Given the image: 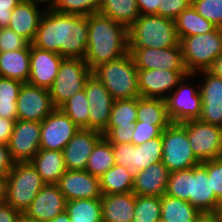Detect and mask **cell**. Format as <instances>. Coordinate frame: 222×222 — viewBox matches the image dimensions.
<instances>
[{"mask_svg": "<svg viewBox=\"0 0 222 222\" xmlns=\"http://www.w3.org/2000/svg\"><path fill=\"white\" fill-rule=\"evenodd\" d=\"M162 135L141 145L112 144L115 164L128 168L134 174L153 163L162 161Z\"/></svg>", "mask_w": 222, "mask_h": 222, "instance_id": "obj_9", "label": "cell"}, {"mask_svg": "<svg viewBox=\"0 0 222 222\" xmlns=\"http://www.w3.org/2000/svg\"><path fill=\"white\" fill-rule=\"evenodd\" d=\"M60 54L34 47L30 44L29 84L49 89L63 60Z\"/></svg>", "mask_w": 222, "mask_h": 222, "instance_id": "obj_23", "label": "cell"}, {"mask_svg": "<svg viewBox=\"0 0 222 222\" xmlns=\"http://www.w3.org/2000/svg\"><path fill=\"white\" fill-rule=\"evenodd\" d=\"M162 163L169 172L190 169L201 162L190 147L186 121L171 123L162 131Z\"/></svg>", "mask_w": 222, "mask_h": 222, "instance_id": "obj_7", "label": "cell"}, {"mask_svg": "<svg viewBox=\"0 0 222 222\" xmlns=\"http://www.w3.org/2000/svg\"><path fill=\"white\" fill-rule=\"evenodd\" d=\"M15 163L8 145L0 144V175H8Z\"/></svg>", "mask_w": 222, "mask_h": 222, "instance_id": "obj_49", "label": "cell"}, {"mask_svg": "<svg viewBox=\"0 0 222 222\" xmlns=\"http://www.w3.org/2000/svg\"><path fill=\"white\" fill-rule=\"evenodd\" d=\"M140 15H158V0H136Z\"/></svg>", "mask_w": 222, "mask_h": 222, "instance_id": "obj_52", "label": "cell"}, {"mask_svg": "<svg viewBox=\"0 0 222 222\" xmlns=\"http://www.w3.org/2000/svg\"><path fill=\"white\" fill-rule=\"evenodd\" d=\"M191 5L206 20L222 28V0H191Z\"/></svg>", "mask_w": 222, "mask_h": 222, "instance_id": "obj_42", "label": "cell"}, {"mask_svg": "<svg viewBox=\"0 0 222 222\" xmlns=\"http://www.w3.org/2000/svg\"><path fill=\"white\" fill-rule=\"evenodd\" d=\"M115 165L112 144L102 137L94 146L85 171L100 178Z\"/></svg>", "mask_w": 222, "mask_h": 222, "instance_id": "obj_35", "label": "cell"}, {"mask_svg": "<svg viewBox=\"0 0 222 222\" xmlns=\"http://www.w3.org/2000/svg\"><path fill=\"white\" fill-rule=\"evenodd\" d=\"M129 49L179 46L175 21L155 14L140 15L128 28Z\"/></svg>", "mask_w": 222, "mask_h": 222, "instance_id": "obj_3", "label": "cell"}, {"mask_svg": "<svg viewBox=\"0 0 222 222\" xmlns=\"http://www.w3.org/2000/svg\"><path fill=\"white\" fill-rule=\"evenodd\" d=\"M137 69L186 70L181 46L169 48L129 49Z\"/></svg>", "mask_w": 222, "mask_h": 222, "instance_id": "obj_18", "label": "cell"}, {"mask_svg": "<svg viewBox=\"0 0 222 222\" xmlns=\"http://www.w3.org/2000/svg\"><path fill=\"white\" fill-rule=\"evenodd\" d=\"M174 21L179 39L209 33L216 28L214 24L202 17L192 5L179 14Z\"/></svg>", "mask_w": 222, "mask_h": 222, "instance_id": "obj_32", "label": "cell"}, {"mask_svg": "<svg viewBox=\"0 0 222 222\" xmlns=\"http://www.w3.org/2000/svg\"><path fill=\"white\" fill-rule=\"evenodd\" d=\"M45 184L30 162H16L7 175L4 202L24 214Z\"/></svg>", "mask_w": 222, "mask_h": 222, "instance_id": "obj_6", "label": "cell"}, {"mask_svg": "<svg viewBox=\"0 0 222 222\" xmlns=\"http://www.w3.org/2000/svg\"><path fill=\"white\" fill-rule=\"evenodd\" d=\"M133 128L107 127L102 133L111 144H132Z\"/></svg>", "mask_w": 222, "mask_h": 222, "instance_id": "obj_47", "label": "cell"}, {"mask_svg": "<svg viewBox=\"0 0 222 222\" xmlns=\"http://www.w3.org/2000/svg\"><path fill=\"white\" fill-rule=\"evenodd\" d=\"M137 121L170 125L165 99L137 97Z\"/></svg>", "mask_w": 222, "mask_h": 222, "instance_id": "obj_33", "label": "cell"}, {"mask_svg": "<svg viewBox=\"0 0 222 222\" xmlns=\"http://www.w3.org/2000/svg\"><path fill=\"white\" fill-rule=\"evenodd\" d=\"M65 211L71 222H103L100 198L67 201Z\"/></svg>", "mask_w": 222, "mask_h": 222, "instance_id": "obj_34", "label": "cell"}, {"mask_svg": "<svg viewBox=\"0 0 222 222\" xmlns=\"http://www.w3.org/2000/svg\"><path fill=\"white\" fill-rule=\"evenodd\" d=\"M79 129L60 108H55L41 122L40 149L63 151Z\"/></svg>", "mask_w": 222, "mask_h": 222, "instance_id": "obj_12", "label": "cell"}, {"mask_svg": "<svg viewBox=\"0 0 222 222\" xmlns=\"http://www.w3.org/2000/svg\"><path fill=\"white\" fill-rule=\"evenodd\" d=\"M91 69L82 58H63L52 86L49 88L54 108H60L75 93L84 89Z\"/></svg>", "mask_w": 222, "mask_h": 222, "instance_id": "obj_8", "label": "cell"}, {"mask_svg": "<svg viewBox=\"0 0 222 222\" xmlns=\"http://www.w3.org/2000/svg\"><path fill=\"white\" fill-rule=\"evenodd\" d=\"M26 1L32 2V3L37 4V5H39L42 2L43 3H45V2L49 3L48 5H50V6L48 7V9H52L55 2H56V0H26Z\"/></svg>", "mask_w": 222, "mask_h": 222, "instance_id": "obj_58", "label": "cell"}, {"mask_svg": "<svg viewBox=\"0 0 222 222\" xmlns=\"http://www.w3.org/2000/svg\"><path fill=\"white\" fill-rule=\"evenodd\" d=\"M137 121V97L114 100L107 127L134 128Z\"/></svg>", "mask_w": 222, "mask_h": 222, "instance_id": "obj_37", "label": "cell"}, {"mask_svg": "<svg viewBox=\"0 0 222 222\" xmlns=\"http://www.w3.org/2000/svg\"><path fill=\"white\" fill-rule=\"evenodd\" d=\"M201 215L187 201L165 194L161 197V220L164 222H196Z\"/></svg>", "mask_w": 222, "mask_h": 222, "instance_id": "obj_29", "label": "cell"}, {"mask_svg": "<svg viewBox=\"0 0 222 222\" xmlns=\"http://www.w3.org/2000/svg\"><path fill=\"white\" fill-rule=\"evenodd\" d=\"M23 0H0V29L7 28L13 9Z\"/></svg>", "mask_w": 222, "mask_h": 222, "instance_id": "obj_48", "label": "cell"}, {"mask_svg": "<svg viewBox=\"0 0 222 222\" xmlns=\"http://www.w3.org/2000/svg\"><path fill=\"white\" fill-rule=\"evenodd\" d=\"M20 215L11 205L0 203V222H17Z\"/></svg>", "mask_w": 222, "mask_h": 222, "instance_id": "obj_51", "label": "cell"}, {"mask_svg": "<svg viewBox=\"0 0 222 222\" xmlns=\"http://www.w3.org/2000/svg\"><path fill=\"white\" fill-rule=\"evenodd\" d=\"M49 89L23 83L17 98V119L42 122L53 110Z\"/></svg>", "mask_w": 222, "mask_h": 222, "instance_id": "obj_13", "label": "cell"}, {"mask_svg": "<svg viewBox=\"0 0 222 222\" xmlns=\"http://www.w3.org/2000/svg\"><path fill=\"white\" fill-rule=\"evenodd\" d=\"M189 169L171 172L165 195L178 198L189 203Z\"/></svg>", "mask_w": 222, "mask_h": 222, "instance_id": "obj_41", "label": "cell"}, {"mask_svg": "<svg viewBox=\"0 0 222 222\" xmlns=\"http://www.w3.org/2000/svg\"><path fill=\"white\" fill-rule=\"evenodd\" d=\"M210 71L222 79V53L216 58Z\"/></svg>", "mask_w": 222, "mask_h": 222, "instance_id": "obj_53", "label": "cell"}, {"mask_svg": "<svg viewBox=\"0 0 222 222\" xmlns=\"http://www.w3.org/2000/svg\"><path fill=\"white\" fill-rule=\"evenodd\" d=\"M161 219V197H135V208L132 222H158Z\"/></svg>", "mask_w": 222, "mask_h": 222, "instance_id": "obj_39", "label": "cell"}, {"mask_svg": "<svg viewBox=\"0 0 222 222\" xmlns=\"http://www.w3.org/2000/svg\"><path fill=\"white\" fill-rule=\"evenodd\" d=\"M91 74L102 82L114 100L140 97L138 69L129 52L119 59L95 67Z\"/></svg>", "mask_w": 222, "mask_h": 222, "instance_id": "obj_4", "label": "cell"}, {"mask_svg": "<svg viewBox=\"0 0 222 222\" xmlns=\"http://www.w3.org/2000/svg\"><path fill=\"white\" fill-rule=\"evenodd\" d=\"M41 122L16 120L8 148L15 162H30L40 150Z\"/></svg>", "mask_w": 222, "mask_h": 222, "instance_id": "obj_15", "label": "cell"}, {"mask_svg": "<svg viewBox=\"0 0 222 222\" xmlns=\"http://www.w3.org/2000/svg\"><path fill=\"white\" fill-rule=\"evenodd\" d=\"M192 76H196V74H187L179 82L176 90L165 98L167 114L172 123L199 119L201 115L202 101L199 87L195 89L184 83L188 77Z\"/></svg>", "mask_w": 222, "mask_h": 222, "instance_id": "obj_11", "label": "cell"}, {"mask_svg": "<svg viewBox=\"0 0 222 222\" xmlns=\"http://www.w3.org/2000/svg\"><path fill=\"white\" fill-rule=\"evenodd\" d=\"M197 73L205 75L199 87L202 101L199 120L222 127V79L210 70Z\"/></svg>", "mask_w": 222, "mask_h": 222, "instance_id": "obj_22", "label": "cell"}, {"mask_svg": "<svg viewBox=\"0 0 222 222\" xmlns=\"http://www.w3.org/2000/svg\"><path fill=\"white\" fill-rule=\"evenodd\" d=\"M196 222H219L213 213L202 214Z\"/></svg>", "mask_w": 222, "mask_h": 222, "instance_id": "obj_55", "label": "cell"}, {"mask_svg": "<svg viewBox=\"0 0 222 222\" xmlns=\"http://www.w3.org/2000/svg\"><path fill=\"white\" fill-rule=\"evenodd\" d=\"M29 44L25 38L18 36L8 27L0 29V52L24 49Z\"/></svg>", "mask_w": 222, "mask_h": 222, "instance_id": "obj_44", "label": "cell"}, {"mask_svg": "<svg viewBox=\"0 0 222 222\" xmlns=\"http://www.w3.org/2000/svg\"><path fill=\"white\" fill-rule=\"evenodd\" d=\"M88 38L84 61L91 71L129 52L128 28L100 13L87 16Z\"/></svg>", "mask_w": 222, "mask_h": 222, "instance_id": "obj_2", "label": "cell"}, {"mask_svg": "<svg viewBox=\"0 0 222 222\" xmlns=\"http://www.w3.org/2000/svg\"><path fill=\"white\" fill-rule=\"evenodd\" d=\"M66 202L57 184H45L24 215L36 222H50L65 211Z\"/></svg>", "mask_w": 222, "mask_h": 222, "instance_id": "obj_19", "label": "cell"}, {"mask_svg": "<svg viewBox=\"0 0 222 222\" xmlns=\"http://www.w3.org/2000/svg\"><path fill=\"white\" fill-rule=\"evenodd\" d=\"M187 74V70L138 69L140 97L165 99V93L172 92Z\"/></svg>", "mask_w": 222, "mask_h": 222, "instance_id": "obj_16", "label": "cell"}, {"mask_svg": "<svg viewBox=\"0 0 222 222\" xmlns=\"http://www.w3.org/2000/svg\"><path fill=\"white\" fill-rule=\"evenodd\" d=\"M207 173L209 178H211V185L215 196L222 200V158L208 160Z\"/></svg>", "mask_w": 222, "mask_h": 222, "instance_id": "obj_46", "label": "cell"}, {"mask_svg": "<svg viewBox=\"0 0 222 222\" xmlns=\"http://www.w3.org/2000/svg\"><path fill=\"white\" fill-rule=\"evenodd\" d=\"M84 90L89 103L88 129L103 133L108 126L114 99L92 74L86 79Z\"/></svg>", "mask_w": 222, "mask_h": 222, "instance_id": "obj_14", "label": "cell"}, {"mask_svg": "<svg viewBox=\"0 0 222 222\" xmlns=\"http://www.w3.org/2000/svg\"><path fill=\"white\" fill-rule=\"evenodd\" d=\"M32 46L60 54L64 58L86 56L87 16L44 9Z\"/></svg>", "mask_w": 222, "mask_h": 222, "instance_id": "obj_1", "label": "cell"}, {"mask_svg": "<svg viewBox=\"0 0 222 222\" xmlns=\"http://www.w3.org/2000/svg\"><path fill=\"white\" fill-rule=\"evenodd\" d=\"M57 185L66 201L102 197L100 178L85 170H67Z\"/></svg>", "mask_w": 222, "mask_h": 222, "instance_id": "obj_20", "label": "cell"}, {"mask_svg": "<svg viewBox=\"0 0 222 222\" xmlns=\"http://www.w3.org/2000/svg\"><path fill=\"white\" fill-rule=\"evenodd\" d=\"M169 125H152V123H144L136 121L132 136V145H141L155 137H159L162 131Z\"/></svg>", "mask_w": 222, "mask_h": 222, "instance_id": "obj_43", "label": "cell"}, {"mask_svg": "<svg viewBox=\"0 0 222 222\" xmlns=\"http://www.w3.org/2000/svg\"><path fill=\"white\" fill-rule=\"evenodd\" d=\"M191 5V0H158V15L175 20Z\"/></svg>", "mask_w": 222, "mask_h": 222, "instance_id": "obj_45", "label": "cell"}, {"mask_svg": "<svg viewBox=\"0 0 222 222\" xmlns=\"http://www.w3.org/2000/svg\"><path fill=\"white\" fill-rule=\"evenodd\" d=\"M7 175H0V203L4 202L6 196Z\"/></svg>", "mask_w": 222, "mask_h": 222, "instance_id": "obj_54", "label": "cell"}, {"mask_svg": "<svg viewBox=\"0 0 222 222\" xmlns=\"http://www.w3.org/2000/svg\"><path fill=\"white\" fill-rule=\"evenodd\" d=\"M22 82L0 77V117L17 120V98Z\"/></svg>", "mask_w": 222, "mask_h": 222, "instance_id": "obj_36", "label": "cell"}, {"mask_svg": "<svg viewBox=\"0 0 222 222\" xmlns=\"http://www.w3.org/2000/svg\"><path fill=\"white\" fill-rule=\"evenodd\" d=\"M180 40L183 62L189 74L210 70L222 53V28Z\"/></svg>", "mask_w": 222, "mask_h": 222, "instance_id": "obj_5", "label": "cell"}, {"mask_svg": "<svg viewBox=\"0 0 222 222\" xmlns=\"http://www.w3.org/2000/svg\"><path fill=\"white\" fill-rule=\"evenodd\" d=\"M30 76V44L20 50L0 52V77L27 83Z\"/></svg>", "mask_w": 222, "mask_h": 222, "instance_id": "obj_27", "label": "cell"}, {"mask_svg": "<svg viewBox=\"0 0 222 222\" xmlns=\"http://www.w3.org/2000/svg\"><path fill=\"white\" fill-rule=\"evenodd\" d=\"M14 125L15 120L0 117V144L8 145Z\"/></svg>", "mask_w": 222, "mask_h": 222, "instance_id": "obj_50", "label": "cell"}, {"mask_svg": "<svg viewBox=\"0 0 222 222\" xmlns=\"http://www.w3.org/2000/svg\"><path fill=\"white\" fill-rule=\"evenodd\" d=\"M169 174L162 161L153 163L134 174L132 192L140 196L162 197L166 192Z\"/></svg>", "mask_w": 222, "mask_h": 222, "instance_id": "obj_24", "label": "cell"}, {"mask_svg": "<svg viewBox=\"0 0 222 222\" xmlns=\"http://www.w3.org/2000/svg\"><path fill=\"white\" fill-rule=\"evenodd\" d=\"M134 173L128 168L115 164L100 177L102 194H123L132 192Z\"/></svg>", "mask_w": 222, "mask_h": 222, "instance_id": "obj_30", "label": "cell"}, {"mask_svg": "<svg viewBox=\"0 0 222 222\" xmlns=\"http://www.w3.org/2000/svg\"><path fill=\"white\" fill-rule=\"evenodd\" d=\"M219 222H222V200L218 203L215 212L213 213Z\"/></svg>", "mask_w": 222, "mask_h": 222, "instance_id": "obj_57", "label": "cell"}, {"mask_svg": "<svg viewBox=\"0 0 222 222\" xmlns=\"http://www.w3.org/2000/svg\"><path fill=\"white\" fill-rule=\"evenodd\" d=\"M103 134L96 130L80 128L63 149L67 170H85L89 156Z\"/></svg>", "mask_w": 222, "mask_h": 222, "instance_id": "obj_21", "label": "cell"}, {"mask_svg": "<svg viewBox=\"0 0 222 222\" xmlns=\"http://www.w3.org/2000/svg\"><path fill=\"white\" fill-rule=\"evenodd\" d=\"M30 163L46 184H57L67 171L62 151L40 149Z\"/></svg>", "mask_w": 222, "mask_h": 222, "instance_id": "obj_28", "label": "cell"}, {"mask_svg": "<svg viewBox=\"0 0 222 222\" xmlns=\"http://www.w3.org/2000/svg\"><path fill=\"white\" fill-rule=\"evenodd\" d=\"M50 222H71L69 215L66 211H63L61 214H58L53 220Z\"/></svg>", "mask_w": 222, "mask_h": 222, "instance_id": "obj_56", "label": "cell"}, {"mask_svg": "<svg viewBox=\"0 0 222 222\" xmlns=\"http://www.w3.org/2000/svg\"><path fill=\"white\" fill-rule=\"evenodd\" d=\"M102 0H56L53 10L64 14L88 16L98 13Z\"/></svg>", "mask_w": 222, "mask_h": 222, "instance_id": "obj_40", "label": "cell"}, {"mask_svg": "<svg viewBox=\"0 0 222 222\" xmlns=\"http://www.w3.org/2000/svg\"><path fill=\"white\" fill-rule=\"evenodd\" d=\"M133 192L123 194H102L103 222H132L135 208Z\"/></svg>", "mask_w": 222, "mask_h": 222, "instance_id": "obj_26", "label": "cell"}, {"mask_svg": "<svg viewBox=\"0 0 222 222\" xmlns=\"http://www.w3.org/2000/svg\"><path fill=\"white\" fill-rule=\"evenodd\" d=\"M17 222H36V221L30 218H27L24 214H21Z\"/></svg>", "mask_w": 222, "mask_h": 222, "instance_id": "obj_59", "label": "cell"}, {"mask_svg": "<svg viewBox=\"0 0 222 222\" xmlns=\"http://www.w3.org/2000/svg\"><path fill=\"white\" fill-rule=\"evenodd\" d=\"M186 131L192 152L200 162L221 158L222 127L194 119L186 121Z\"/></svg>", "mask_w": 222, "mask_h": 222, "instance_id": "obj_10", "label": "cell"}, {"mask_svg": "<svg viewBox=\"0 0 222 222\" xmlns=\"http://www.w3.org/2000/svg\"><path fill=\"white\" fill-rule=\"evenodd\" d=\"M37 4L23 0L12 11L8 28L32 43L45 11Z\"/></svg>", "mask_w": 222, "mask_h": 222, "instance_id": "obj_25", "label": "cell"}, {"mask_svg": "<svg viewBox=\"0 0 222 222\" xmlns=\"http://www.w3.org/2000/svg\"><path fill=\"white\" fill-rule=\"evenodd\" d=\"M98 13L127 28L140 16L136 0H102Z\"/></svg>", "mask_w": 222, "mask_h": 222, "instance_id": "obj_31", "label": "cell"}, {"mask_svg": "<svg viewBox=\"0 0 222 222\" xmlns=\"http://www.w3.org/2000/svg\"><path fill=\"white\" fill-rule=\"evenodd\" d=\"M60 109L79 127L88 129L89 103L85 90L75 93Z\"/></svg>", "mask_w": 222, "mask_h": 222, "instance_id": "obj_38", "label": "cell"}, {"mask_svg": "<svg viewBox=\"0 0 222 222\" xmlns=\"http://www.w3.org/2000/svg\"><path fill=\"white\" fill-rule=\"evenodd\" d=\"M189 203L202 214L214 213L220 200L215 196L211 178L207 173V161L189 169Z\"/></svg>", "mask_w": 222, "mask_h": 222, "instance_id": "obj_17", "label": "cell"}]
</instances>
